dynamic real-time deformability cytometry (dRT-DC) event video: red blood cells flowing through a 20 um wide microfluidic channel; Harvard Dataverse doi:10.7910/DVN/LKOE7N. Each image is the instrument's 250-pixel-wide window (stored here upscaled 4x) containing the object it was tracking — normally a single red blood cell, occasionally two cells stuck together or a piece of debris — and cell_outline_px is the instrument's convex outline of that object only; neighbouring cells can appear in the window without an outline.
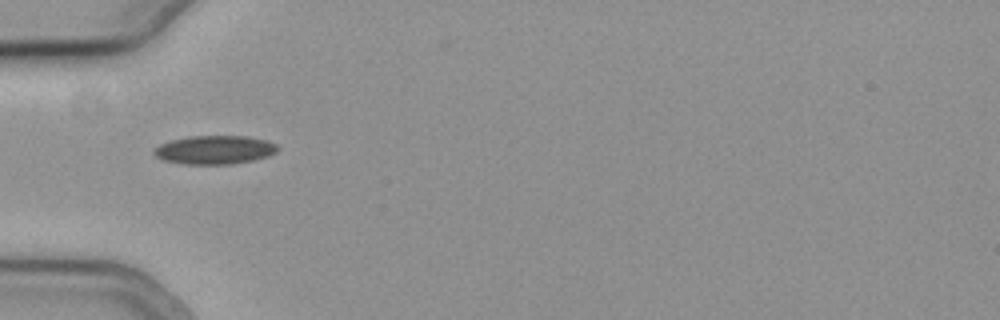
{"species": "common noctule bat (a hibernating species)", "species_latin": "Nyctalus noctula", "temperature_condition": "cold", "stored_images_in_passage": 38, "camera_frame_rate_fps": 3000, "um_per_image_px": 0.085, "animal": {"sex": "female", "body_mass_g": 19.3, "forearm_length_mm": 54.1}, "frame": {"image": 1, "passage_image": 1, "time_ms": 0.0, "image_size_px": [1000, 320], "cell_outline_px": [[276, 152], [268, 156], [252, 160], [232, 164], [184, 164], [164, 160], [156, 156], [152, 152], [160, 144], [172, 140], [188, 136], [244, 136], [264, 140], [276, 144]], "centroid_in_image_um": [18.21, 12.74], "position_along_channel_um": 66.8, "area_um2": 20.35}}
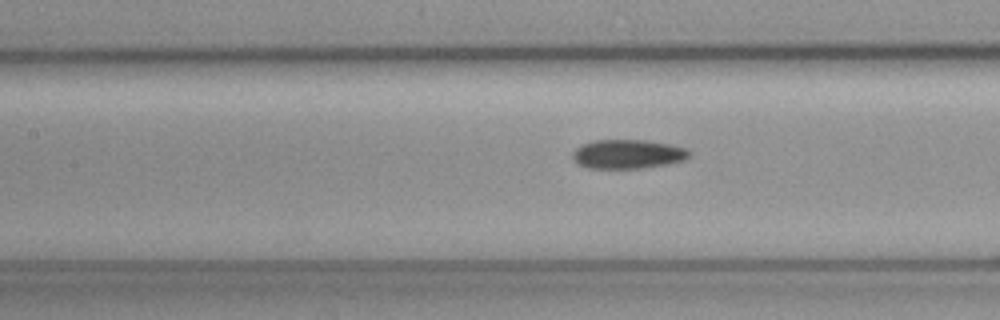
{"frame": {"image": 2, "passage_image": 8, "time_ms": 2.333, "image_size_px": [1000, 320], "cell_outline_px": [[692, 152], [684, 160], [668, 164], [644, 168], [588, 168], [576, 164], [572, 156], [572, 152], [580, 144], [592, 140], [648, 140], [688, 148]], "centroid_in_image_um": [53.34, 13.09], "position_along_channel_um": 154.1, "area_um2": 20.06}}
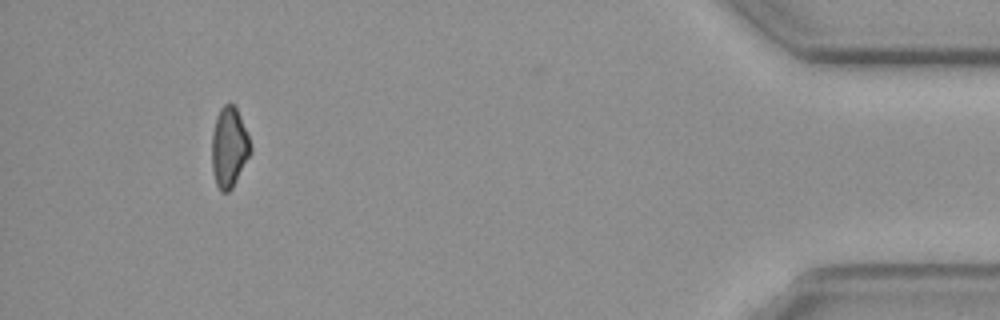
{"frame": {"image": 3, "passage_image": 34, "time_ms": 11.0, "image_size_px": [1000, 320], "cell_outline_px": [[252, 152], [232, 188], [228, 192], [220, 192], [216, 184], [212, 168], [212, 132], [216, 116], [220, 108], [224, 104], [232, 104], [236, 108], [240, 116], [248, 136], [252, 148]], "centroid_in_image_um": [19.47, 12.53], "position_along_channel_um": 415.7, "area_um2": 18.09}, "authors_computed_cell_mechanics": {"area_um2": 19.4208, "velocity_mm_per_s": 3.7888, "shape_relaxation_time_tau1_ms": 5.1573, "shape_relaxation_time_tau2_ms": null, "deformation_change_tau1": 0.0983, "deformation_change_tau2": null}}